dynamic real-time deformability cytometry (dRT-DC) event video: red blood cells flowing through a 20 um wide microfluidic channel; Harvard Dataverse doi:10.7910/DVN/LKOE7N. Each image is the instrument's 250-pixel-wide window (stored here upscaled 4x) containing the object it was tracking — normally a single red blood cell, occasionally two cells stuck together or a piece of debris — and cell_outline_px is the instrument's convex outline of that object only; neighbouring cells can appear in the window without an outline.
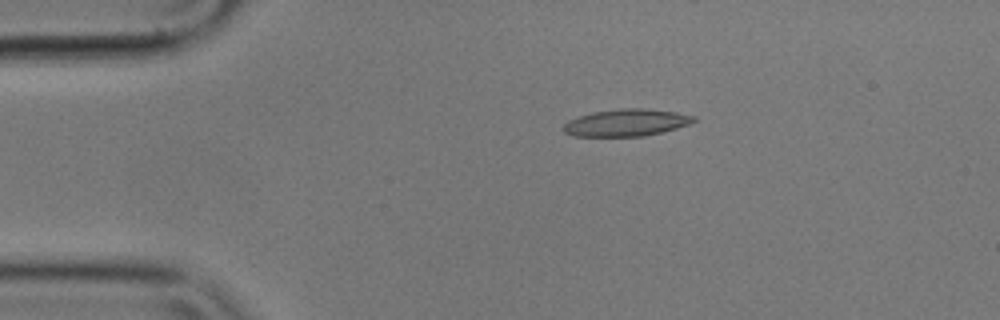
{"species": "common noctule bat (a hibernating species)", "species_latin": "Nyctalus noctula", "temperature_condition": "cold", "stored_images_in_passage": 10, "camera_frame_rate_fps": 3000, "um_per_image_px": 0.085, "animal": {"sex": "male", "body_mass_g": 17.9}, "frame": {"image": 1, "passage_image": 3, "time_ms": 0.667, "image_size_px": [1000, 320], "cell_outline_px": [[696, 120], [688, 124], [676, 128], [644, 136], [572, 136], [564, 132], [564, 124], [568, 120], [576, 116], [592, 112], [620, 108], [644, 108], [676, 112], [696, 116]], "centroid_in_image_um": [53.21, 10.41], "position_along_channel_um": 31.8, "area_um2": 20.58}}
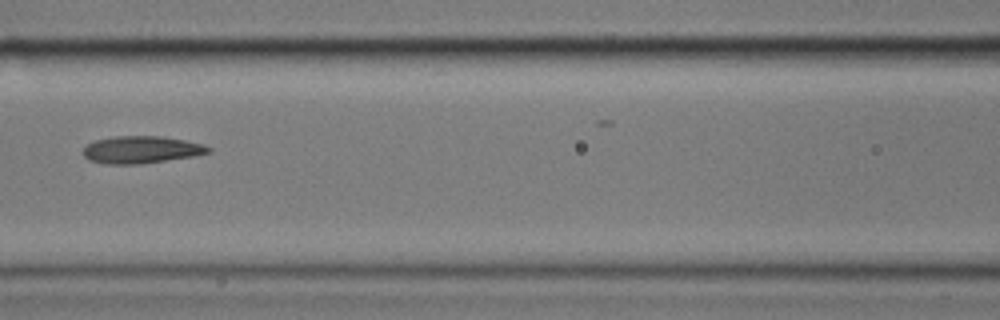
{"frame": {"image": 2, "passage_image": 7, "time_ms": 2.0, "image_size_px": [1000, 320], "cell_outline_px": [[212, 152], [192, 156], [140, 164], [104, 164], [88, 160], [80, 152], [88, 144], [96, 140], [116, 136], [160, 136], [184, 140], [204, 144], [212, 148]], "centroid_in_image_um": [11.99, 12.73], "position_along_channel_um": 154.6, "area_um2": 19.94}}
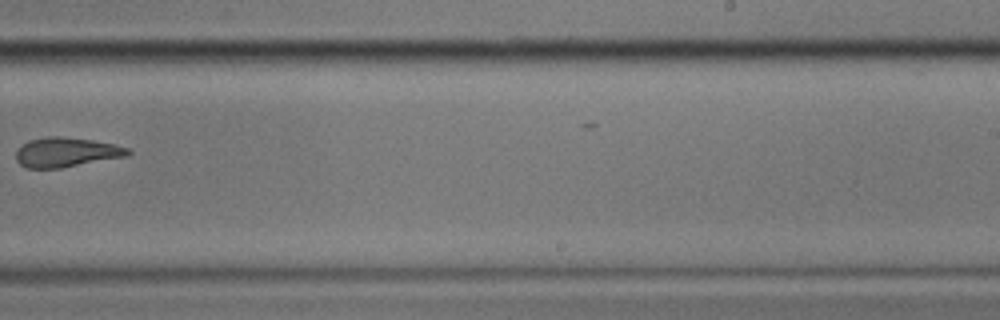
{"frame": {"image": 3, "passage_image": 10, "time_ms": 3.0, "image_size_px": [1000, 320], "cell_outline_px": [[132, 152], [128, 156], [60, 168], [28, 168], [20, 164], [16, 160], [16, 152], [28, 140], [48, 136], [60, 136], [92, 140], [116, 144], [128, 148]], "centroid_in_image_um": [5.66, 12.94], "position_along_channel_um": 283.3, "area_um2": 19.25}}